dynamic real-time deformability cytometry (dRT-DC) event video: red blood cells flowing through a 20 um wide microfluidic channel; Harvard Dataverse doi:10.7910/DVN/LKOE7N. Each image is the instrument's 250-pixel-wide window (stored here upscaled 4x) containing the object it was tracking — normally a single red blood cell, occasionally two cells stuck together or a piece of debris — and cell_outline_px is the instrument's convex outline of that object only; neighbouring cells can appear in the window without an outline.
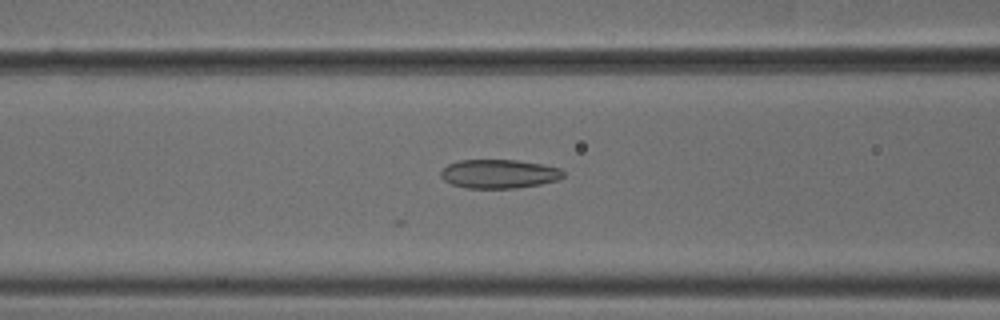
{"species": "common noctule bat (a hibernating species)", "species_latin": "Nyctalus noctula", "temperature_condition": "cold", "stored_images_in_passage": 24, "camera_frame_rate_fps": 3000, "um_per_image_px": 0.085, "animal": {"sex": "male", "body_mass_g": 18.8}, "frame": {"image": 1, "passage_image": 5, "time_ms": 1.333, "image_size_px": [1000, 320], "cell_outline_px": [[564, 176], [556, 180], [540, 184], [516, 188], [468, 188], [452, 184], [444, 180], [440, 176], [440, 172], [448, 164], [460, 160], [516, 160], [544, 164], [560, 168], [564, 172]], "centroid_in_image_um": [42.42, 14.77], "position_along_channel_um": 124.2, "area_um2": 20.58}}
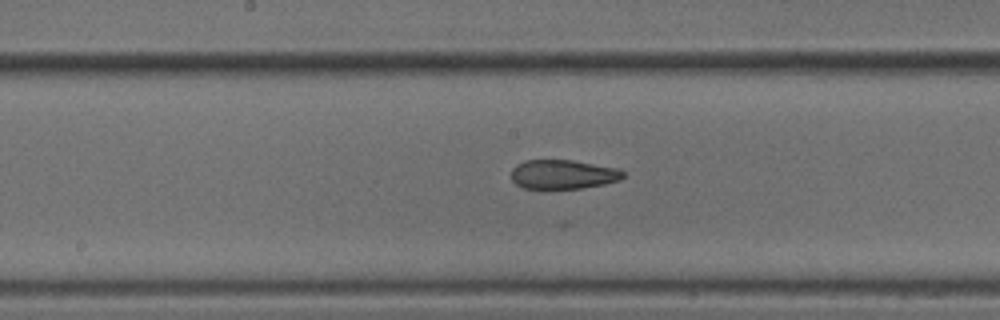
{"frame": {"image": 2, "passage_image": 11, "time_ms": 3.333, "image_size_px": [1000, 320], "cell_outline_px": [[624, 176], [620, 180], [604, 184], [580, 188], [524, 188], [516, 184], [512, 180], [512, 168], [516, 164], [524, 160], [572, 160], [620, 168], [624, 172]], "centroid_in_image_um": [47.87, 14.81], "position_along_channel_um": 200.3, "area_um2": 19.07}}
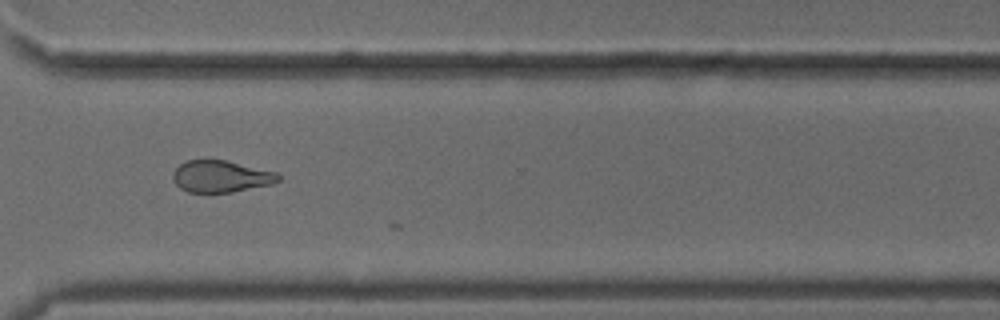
{"frame": {"image": 3, "passage_image": 23, "time_ms": 7.333, "image_size_px": [1000, 320], "cell_outline_px": [[280, 180], [272, 184], [232, 192], [188, 192], [180, 188], [176, 184], [172, 176], [172, 172], [180, 164], [188, 160], [224, 160], [276, 172], [280, 176]], "centroid_in_image_um": [18.76, 15.0], "position_along_channel_um": 351.8, "area_um2": 19.36}}